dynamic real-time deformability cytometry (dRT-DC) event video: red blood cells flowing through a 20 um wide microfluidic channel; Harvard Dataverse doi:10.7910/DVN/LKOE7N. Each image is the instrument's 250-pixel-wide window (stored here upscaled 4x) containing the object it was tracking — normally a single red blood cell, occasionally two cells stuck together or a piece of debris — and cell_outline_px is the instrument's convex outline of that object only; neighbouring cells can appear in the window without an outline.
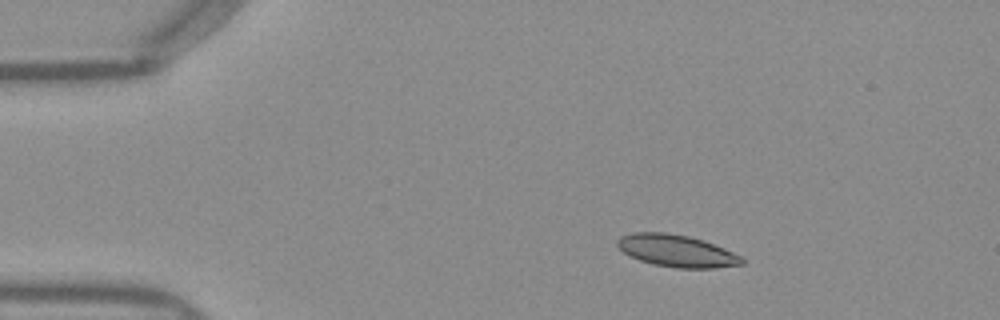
{"species": "Egyptian fruit bat (a non-hibernating species)", "species_latin": "Rousettus aegyptiacus", "temperature_condition": "warm", "stored_images_in_passage": 43, "camera_frame_rate_fps": 3000, "um_per_image_px": 0.085, "frame": {"image": 1, "passage_image": 1, "time_ms": 0.0, "image_size_px": [1000, 320], "cell_outline_px": [[744, 264], [716, 268], [676, 268], [652, 264], [640, 260], [624, 252], [616, 244], [616, 240], [620, 236], [632, 232], [664, 232], [688, 236], [704, 240], [724, 248], [740, 256], [744, 260]], "centroid_in_image_um": [57.51, 21.32], "position_along_channel_um": 27.5, "area_um2": 23.29}}
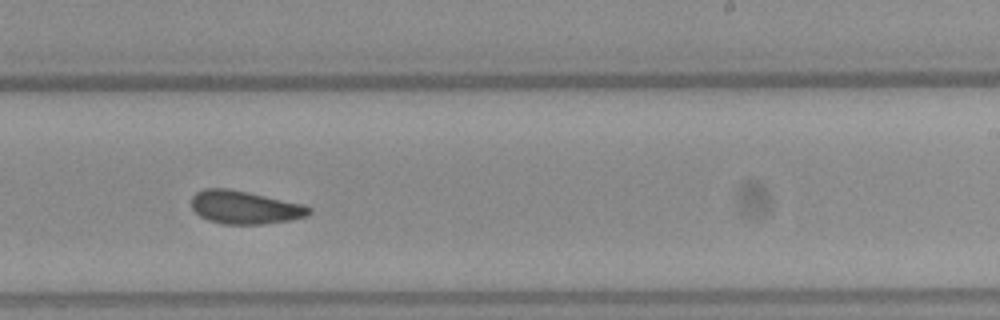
{"frame": {"image": 2, "passage_image": 24, "time_ms": 7.667, "image_size_px": [1000, 320], "cell_outline_px": [[312, 212], [304, 216], [292, 220], [260, 224], [220, 224], [208, 220], [200, 216], [192, 208], [192, 196], [196, 192], [204, 188], [228, 188], [248, 192], [304, 204], [312, 208]], "centroid_in_image_um": [20.8, 17.62], "position_along_channel_um": 268.2, "area_um2": 22.77}}
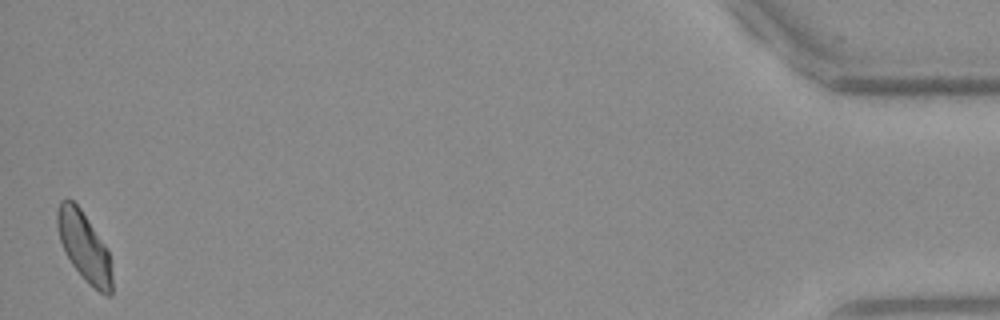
{"frame": {"image": 3, "passage_image": 43, "time_ms": 14.0, "image_size_px": [1000, 320], "cell_outline_px": [[112, 296], [108, 296], [100, 292], [88, 284], [72, 264], [64, 252], [60, 240], [56, 224], [56, 212], [60, 200], [68, 196], [80, 208], [108, 248], [112, 276]], "centroid_in_image_um": [7.15, 20.95], "position_along_channel_um": 428.1, "area_um2": 22.31}, "authors_computed_cell_mechanics": {"area_um2": 22.7732, "velocity_mm_per_s": 3.9634, "shape_relaxation_time_tau1_ms": 9.5493, "shape_relaxation_time_tau2_ms": 3.3782, "deformation_change_tau1": 0.1698, "deformation_change_tau2": 0.0896}}